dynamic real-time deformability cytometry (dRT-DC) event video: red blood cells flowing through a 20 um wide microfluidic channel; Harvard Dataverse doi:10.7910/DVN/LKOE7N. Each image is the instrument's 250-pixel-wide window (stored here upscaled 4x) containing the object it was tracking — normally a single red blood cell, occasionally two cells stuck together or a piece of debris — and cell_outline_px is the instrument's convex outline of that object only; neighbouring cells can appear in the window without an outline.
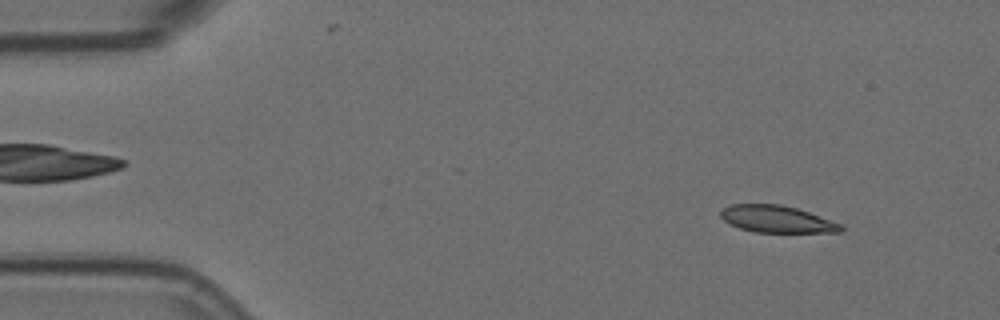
{"species": "Egyptian fruit bat (a non-hibernating species)", "species_latin": "Rousettus aegyptiacus", "temperature_condition": "room temperature", "stored_images_in_passage": 42, "camera_frame_rate_fps": 3000, "um_per_image_px": 0.085, "animal": {"sex": "female"}, "frame": {"image": 1, "passage_image": 5, "time_ms": 1.333, "image_size_px": [1000, 320], "cell_outline_px": [[844, 228], [840, 232], [752, 232], [728, 224], [720, 216], [720, 212], [724, 208], [732, 204], [780, 204], [796, 208], [808, 212], [840, 224]], "centroid_in_image_um": [65.98, 18.63], "position_along_channel_um": 19.0, "area_um2": 18.73}}
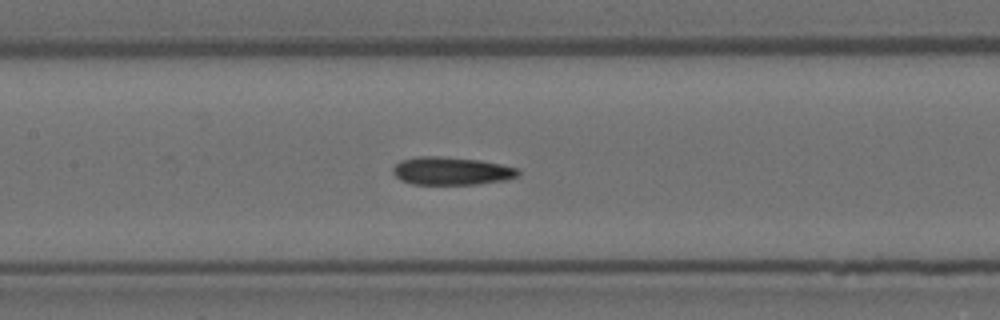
{"frame": {"image": 2, "passage_image": 25, "time_ms": 8.0, "image_size_px": [1000, 320], "cell_outline_px": [[520, 176], [508, 180], [480, 184], [412, 184], [400, 180], [392, 172], [392, 168], [400, 160], [420, 156], [440, 156], [480, 160], [520, 168]], "centroid_in_image_um": [38.41, 14.53], "position_along_channel_um": 169.0, "area_um2": 20.69}}
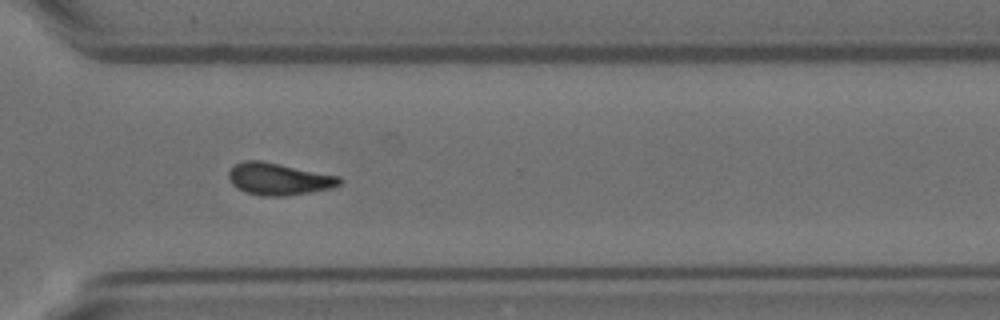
{"frame": {"image": 3, "passage_image": 40, "time_ms": 13.0, "image_size_px": [1000, 320], "cell_outline_px": [[344, 180], [340, 184], [332, 188], [288, 196], [260, 196], [244, 192], [236, 188], [232, 184], [228, 176], [228, 172], [236, 164], [244, 160], [260, 160], [340, 176]], "centroid_in_image_um": [23.7, 15.22], "position_along_channel_um": 346.9, "area_um2": 20.87}, "authors_computed_cell_mechanics": {"area_um2": 20.4612, "velocity_mm_per_s": 3.5759, "shape_relaxation_time_tau1_ms": 11.2248, "shape_relaxation_time_tau2_ms": 4.6882, "deformation_change_tau1": 0.2229, "deformation_change_tau2": 0.1177}}